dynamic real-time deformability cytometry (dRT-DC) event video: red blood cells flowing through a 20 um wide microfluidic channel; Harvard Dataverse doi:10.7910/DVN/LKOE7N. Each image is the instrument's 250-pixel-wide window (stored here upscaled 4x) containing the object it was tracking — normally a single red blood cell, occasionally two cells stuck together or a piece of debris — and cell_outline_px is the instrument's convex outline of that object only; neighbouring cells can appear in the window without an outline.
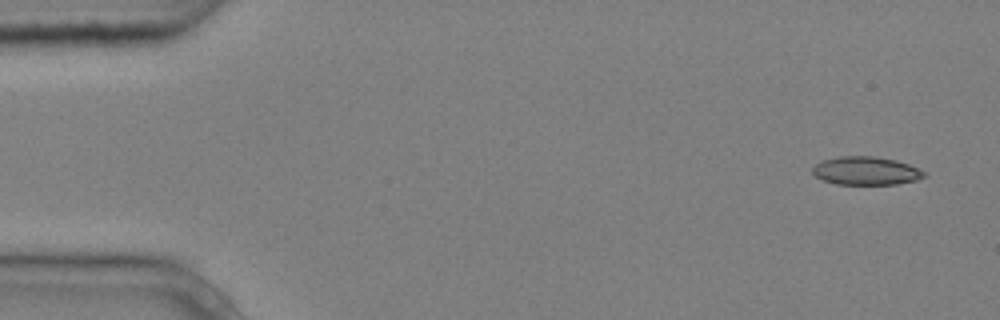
{"species": "common noctule bat (a hibernating species)", "species_latin": "Nyctalus noctula", "temperature_condition": "cold", "stored_images_in_passage": 3, "segment_of_instrument_passage": [2, 2], "camera_frame_rate_fps": 3000, "um_per_image_px": 0.085, "animal": {"sex": "male", "body_mass_g": 20.4}, "frame": {"image": 1, "passage_image": 3, "time_ms": 0.667, "image_size_px": [1000, 320], "cell_outline_px": [[924, 176], [916, 180], [896, 184], [836, 184], [824, 180], [816, 176], [812, 172], [812, 168], [820, 160], [836, 156], [876, 156], [896, 160], [908, 164], [924, 172]], "centroid_in_image_um": [73.55, 14.5], "position_along_channel_um": 11.4, "area_um2": 18.32}}